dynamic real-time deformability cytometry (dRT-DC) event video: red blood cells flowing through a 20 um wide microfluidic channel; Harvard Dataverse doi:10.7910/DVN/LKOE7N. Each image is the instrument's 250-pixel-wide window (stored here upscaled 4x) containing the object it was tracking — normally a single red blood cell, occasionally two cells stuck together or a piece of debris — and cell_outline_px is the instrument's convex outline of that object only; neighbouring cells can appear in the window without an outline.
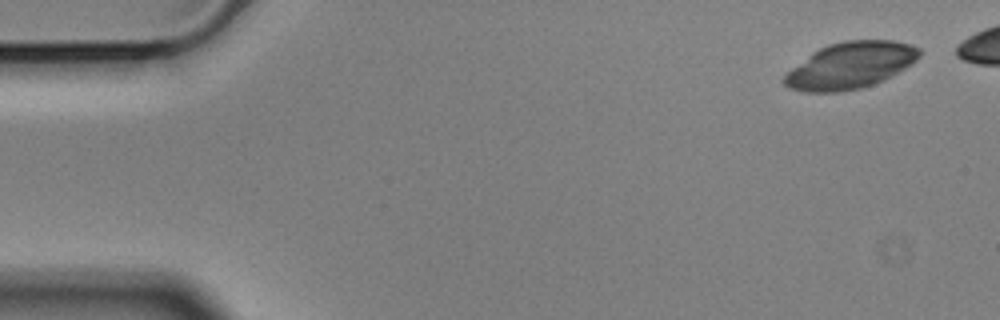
{"species": "Egyptian fruit bat (a non-hibernating species)", "species_latin": "Rousettus aegyptiacus", "temperature_condition": "cold", "stored_images_in_passage": 49, "camera_frame_rate_fps": 3000, "um_per_image_px": 0.085, "animal": {"sex": "male"}, "frame": {"image": 1, "passage_image": 1, "time_ms": 0.0, "image_size_px": [1000, 320], "cell_outline_px": [[920, 56], [916, 60], [904, 68], [884, 80], [860, 88], [840, 92], [804, 92], [788, 88], [780, 80], [792, 68], [812, 52], [828, 44], [844, 40], [892, 40], [912, 44], [920, 48]], "centroid_in_image_um": [72.26, 5.56], "position_along_channel_um": 12.7, "area_um2": 36.59}}